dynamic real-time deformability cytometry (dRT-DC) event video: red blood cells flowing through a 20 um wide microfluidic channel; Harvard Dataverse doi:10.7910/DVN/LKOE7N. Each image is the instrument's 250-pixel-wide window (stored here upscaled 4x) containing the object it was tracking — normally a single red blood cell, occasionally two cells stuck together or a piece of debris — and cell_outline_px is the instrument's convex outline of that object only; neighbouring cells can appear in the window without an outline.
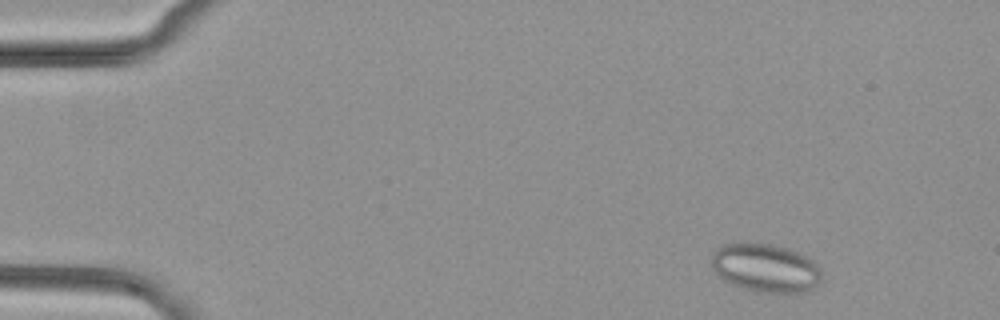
{"species": "common noctule bat (a hibernating species)", "species_latin": "Nyctalus noctula", "temperature_condition": "cold", "stored_images_in_passage": 49, "camera_frame_rate_fps": 3000, "um_per_image_px": 0.085, "animal": {"sex": "female", "body_mass_g": 29.2, "forearm_length_mm": 56.3}, "frame": {"image": 1, "passage_image": 3, "time_ms": 0.667, "image_size_px": [1000, 320], "cell_outline_px": [[820, 280], [816, 288], [808, 292], [792, 296], [760, 292], [744, 288], [732, 284], [724, 280], [712, 268], [712, 252], [716, 248], [724, 244], [772, 244], [788, 248], [812, 260], [820, 268]], "centroid_in_image_um": [65.12, 22.83], "position_along_channel_um": 19.9, "area_um2": 31.5}}
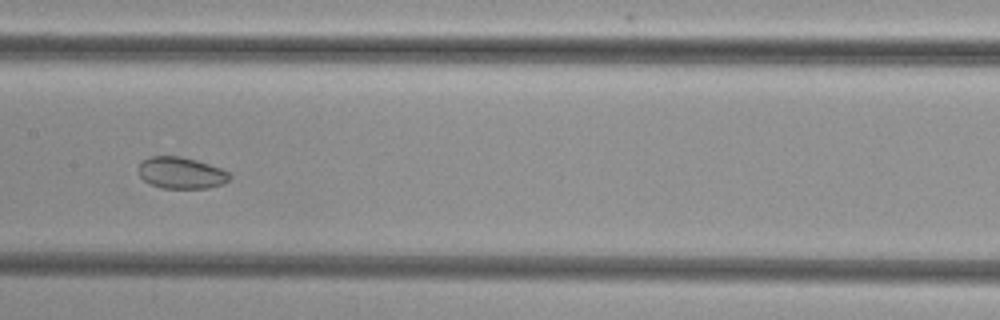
{"frame": {"image": 2, "passage_image": 24, "time_ms": 7.667, "image_size_px": [1000, 320], "cell_outline_px": [[232, 176], [228, 180], [220, 184], [208, 188], [160, 188], [148, 184], [140, 176], [140, 160], [148, 156], [180, 156], [196, 160], [220, 168], [228, 172]], "centroid_in_image_um": [15.36, 14.69], "position_along_channel_um": 192.0, "area_um2": 16.76}}
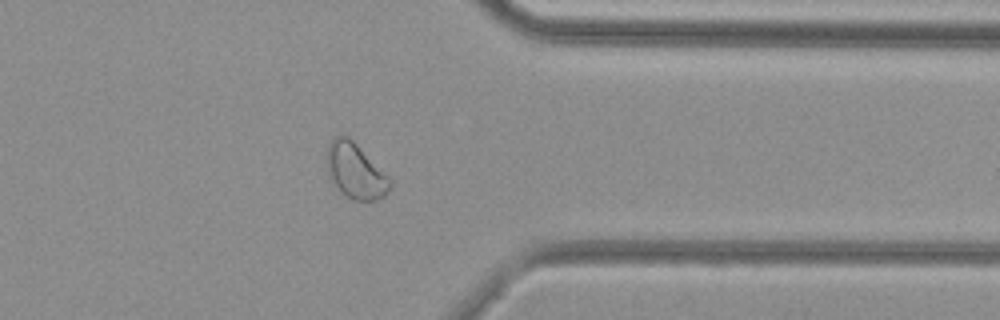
{"frame": {"image": 3, "passage_image": 39, "time_ms": 12.667, "image_size_px": [1000, 320], "cell_outline_px": [[392, 184], [388, 192], [384, 196], [376, 200], [352, 200], [340, 192], [328, 176], [324, 160], [328, 144], [340, 132], [348, 136], [392, 180]], "centroid_in_image_um": [30.16, 14.52], "position_along_channel_um": 381.2, "area_um2": 20.63}}